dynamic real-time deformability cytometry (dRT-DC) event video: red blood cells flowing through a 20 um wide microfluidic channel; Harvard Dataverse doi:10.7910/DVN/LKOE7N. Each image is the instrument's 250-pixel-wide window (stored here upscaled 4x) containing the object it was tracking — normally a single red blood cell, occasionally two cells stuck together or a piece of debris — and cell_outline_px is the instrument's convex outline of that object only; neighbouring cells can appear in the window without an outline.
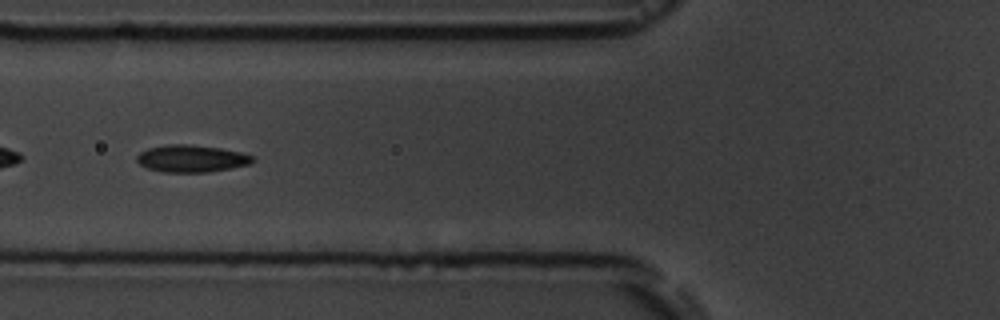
{"species": "common noctule bat (a hibernating species)", "species_latin": "Nyctalus noctula", "temperature_condition": "room temperature", "stored_images_in_passage": 7, "camera_frame_rate_fps": 3000, "um_per_image_px": 0.085, "animal": {"sex": "male", "body_mass_g": 19.5, "forearm_length_mm": 54.6}, "frame": {"image": 1, "passage_image": 6, "time_ms": 6.0, "image_size_px": [1000, 320], "cell_outline_px": [[256, 160], [248, 164], [232, 168], [208, 172], [164, 172], [148, 168], [140, 164], [136, 160], [136, 156], [140, 152], [148, 148], [168, 144], [188, 144], [220, 148], [240, 152], [252, 156]], "centroid_in_image_um": [16.26, 13.47], "position_along_channel_um": 109.5, "area_um2": 18.26}}
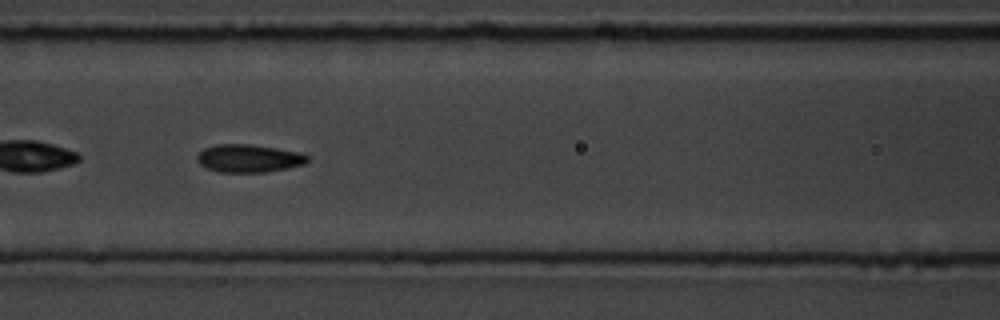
{"frame": {"image": 2, "passage_image": 7, "time_ms": 7.0, "image_size_px": [1000, 320], "cell_outline_px": [[308, 160], [304, 164], [288, 168], [264, 172], [220, 172], [208, 168], [200, 164], [196, 160], [196, 156], [204, 148], [216, 144], [252, 144], [300, 152], [308, 156]], "centroid_in_image_um": [21.14, 13.45], "position_along_channel_um": 145.5, "area_um2": 17.92}}